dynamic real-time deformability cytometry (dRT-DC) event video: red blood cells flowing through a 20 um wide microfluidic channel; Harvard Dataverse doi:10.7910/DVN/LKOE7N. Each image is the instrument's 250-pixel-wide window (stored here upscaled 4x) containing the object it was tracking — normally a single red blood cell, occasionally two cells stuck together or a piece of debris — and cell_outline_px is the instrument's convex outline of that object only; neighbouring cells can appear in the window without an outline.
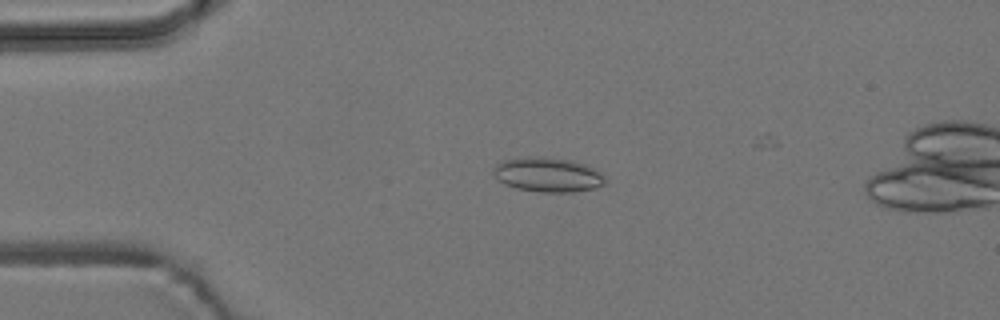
{"species": "common noctule bat (a hibernating species)", "species_latin": "Nyctalus noctula", "temperature_condition": "room temperature", "stored_images_in_passage": 48, "camera_frame_rate_fps": 3000, "um_per_image_px": 0.085, "animal": {"sex": "male", "body_mass_g": 19.2, "forearm_length_mm": 51.8}, "frame": {"image": 1, "passage_image": 13, "time_ms": 4.0, "image_size_px": [1000, 320], "cell_outline_px": [[604, 184], [592, 188], [572, 192], [540, 192], [516, 188], [504, 184], [492, 172], [492, 168], [496, 164], [504, 160], [524, 156], [544, 156], [568, 160], [584, 164], [592, 168], [604, 176]], "centroid_in_image_um": [46.5, 14.84], "position_along_channel_um": 38.5, "area_um2": 22.31}}
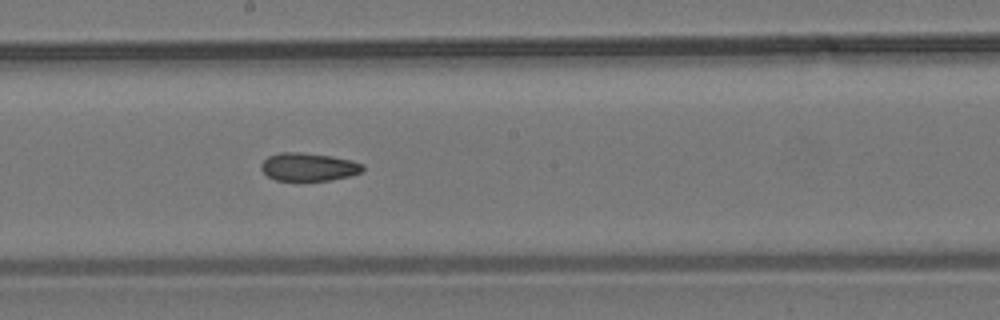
{"frame": {"image": 2, "passage_image": 30, "time_ms": 9.667, "image_size_px": [1000, 320], "cell_outline_px": [[364, 168], [360, 172], [348, 176], [332, 180], [276, 180], [268, 176], [260, 168], [260, 164], [268, 156], [280, 152], [304, 152], [332, 156], [352, 160], [364, 164]], "centroid_in_image_um": [26.22, 14.17], "position_along_channel_um": 222.0, "area_um2": 16.65}}
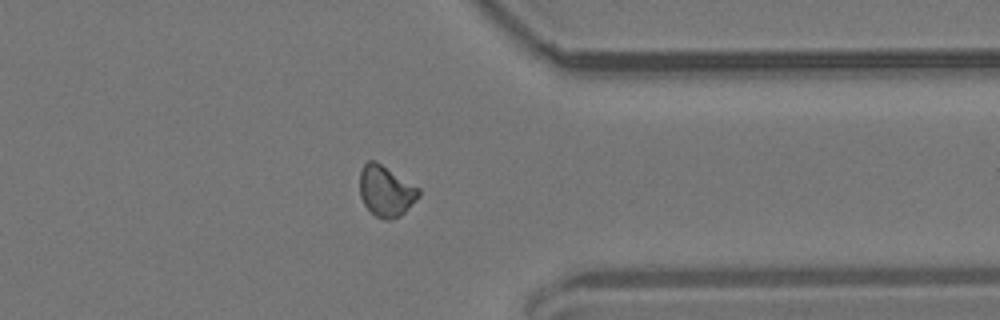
{"frame": {"image": 3, "passage_image": 43, "time_ms": 14.0, "image_size_px": [1000, 320], "cell_outline_px": [[420, 196], [400, 216], [388, 220], [384, 220], [376, 216], [364, 204], [360, 196], [360, 172], [364, 164], [368, 160], [376, 160], [420, 188]], "centroid_in_image_um": [32.81, 16.22], "position_along_channel_um": 378.6, "area_um2": 17.51}}